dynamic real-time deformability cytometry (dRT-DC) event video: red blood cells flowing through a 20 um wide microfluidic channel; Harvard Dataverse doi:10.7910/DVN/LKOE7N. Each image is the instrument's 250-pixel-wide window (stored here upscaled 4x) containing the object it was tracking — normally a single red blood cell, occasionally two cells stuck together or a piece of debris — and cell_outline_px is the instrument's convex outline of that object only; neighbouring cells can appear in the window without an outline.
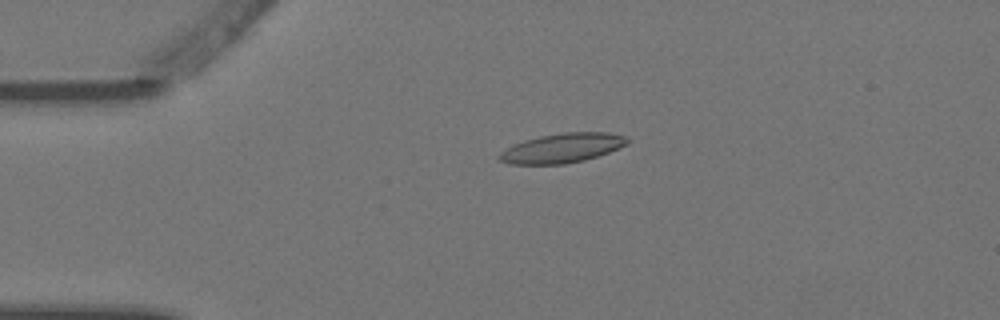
{"species": "Egyptian fruit bat (a non-hibernating species)", "species_latin": "Rousettus aegyptiacus", "temperature_condition": "warm", "stored_images_in_passage": 4, "camera_frame_rate_fps": 3000, "um_per_image_px": 0.085, "animal": {"sex": "female"}, "frame": {"image": 1, "passage_image": 3, "time_ms": 0.667, "image_size_px": [1000, 320], "cell_outline_px": [[628, 144], [608, 152], [584, 160], [564, 164], [508, 164], [500, 160], [496, 156], [500, 152], [524, 140], [540, 136], [564, 132], [608, 132], [624, 136], [628, 140]], "centroid_in_image_um": [47.77, 12.58], "position_along_channel_um": 37.2, "area_um2": 21.73}}